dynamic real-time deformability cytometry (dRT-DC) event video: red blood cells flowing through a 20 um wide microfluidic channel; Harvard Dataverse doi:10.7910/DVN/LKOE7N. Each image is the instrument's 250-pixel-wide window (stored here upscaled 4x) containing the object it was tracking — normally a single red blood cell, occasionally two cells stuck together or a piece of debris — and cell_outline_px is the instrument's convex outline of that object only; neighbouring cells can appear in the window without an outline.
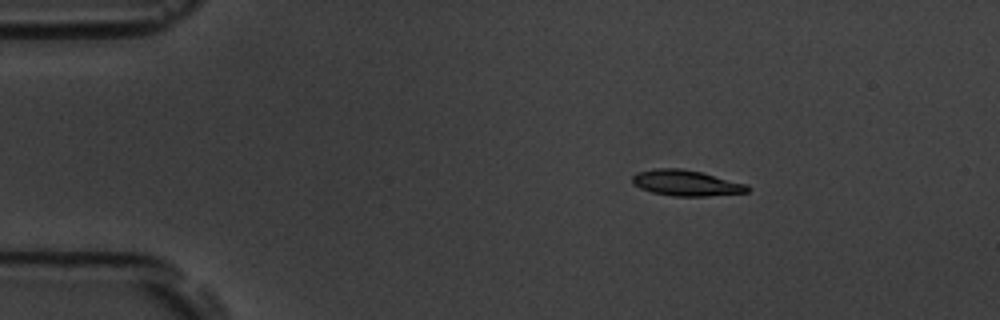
{"species": "common noctule bat (a hibernating species)", "species_latin": "Nyctalus noctula", "temperature_condition": "room temperature", "stored_images_in_passage": 3, "camera_frame_rate_fps": 3000, "um_per_image_px": 0.085, "animal": {"sex": "male", "body_mass_g": 19.5, "forearm_length_mm": 54.6}, "frame": {"image": 1, "passage_image": 1, "time_ms": 0.0, "image_size_px": [1000, 320], "cell_outline_px": [[752, 188], [748, 192], [704, 196], [672, 196], [652, 192], [640, 188], [632, 184], [632, 176], [636, 172], [656, 168], [680, 168], [700, 172], [748, 184]], "centroid_in_image_um": [58.31, 15.55], "position_along_channel_um": 26.7, "area_um2": 17.34}}